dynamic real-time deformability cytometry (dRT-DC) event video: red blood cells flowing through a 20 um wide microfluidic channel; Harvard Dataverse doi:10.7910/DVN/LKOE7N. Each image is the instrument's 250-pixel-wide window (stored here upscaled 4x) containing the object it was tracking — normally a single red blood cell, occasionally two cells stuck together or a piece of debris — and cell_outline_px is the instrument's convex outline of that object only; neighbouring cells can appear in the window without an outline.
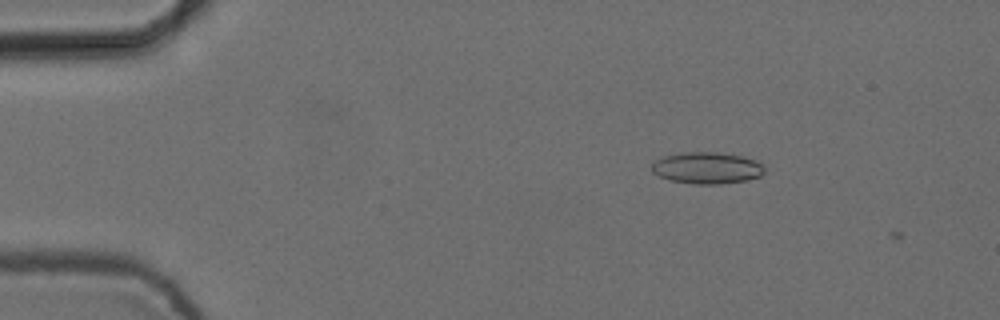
{"species": "common noctule bat (a hibernating species)", "species_latin": "Nyctalus noctula", "temperature_condition": "cold", "stored_images_in_passage": 3, "camera_frame_rate_fps": 3000, "um_per_image_px": 0.085, "animal": {"sex": "female", "body_mass_g": 24.6, "forearm_length_mm": 56.2}, "frame": {"image": 1, "passage_image": 2, "time_ms": 0.333, "image_size_px": [1000, 320], "cell_outline_px": [[764, 172], [760, 176], [744, 180], [720, 184], [692, 184], [668, 180], [652, 172], [652, 164], [656, 160], [664, 156], [680, 152], [716, 152], [744, 156], [760, 164], [764, 168]], "centroid_in_image_um": [60.04, 14.27], "position_along_channel_um": 25.0, "area_um2": 20.69}}